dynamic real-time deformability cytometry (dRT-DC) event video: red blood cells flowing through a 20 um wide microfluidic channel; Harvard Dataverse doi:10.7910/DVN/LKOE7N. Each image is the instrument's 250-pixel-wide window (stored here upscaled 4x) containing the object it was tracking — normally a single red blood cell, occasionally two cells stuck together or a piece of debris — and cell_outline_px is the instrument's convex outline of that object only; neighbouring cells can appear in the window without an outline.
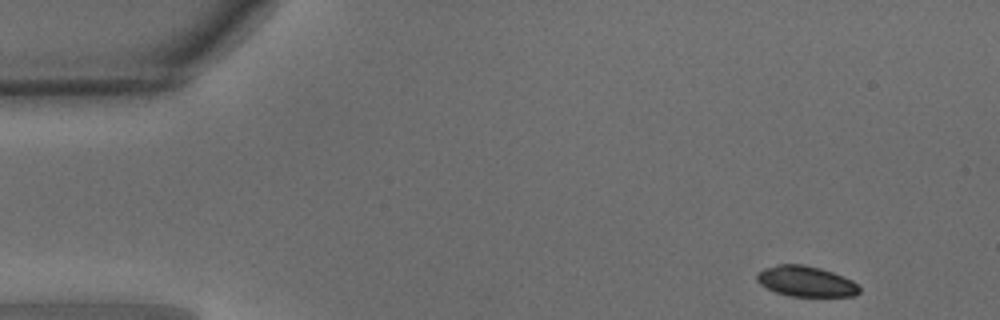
{"species": "common noctule bat (a hibernating species)", "species_latin": "Nyctalus noctula", "temperature_condition": "warm", "stored_images_in_passage": 40, "camera_frame_rate_fps": 3000, "um_per_image_px": 0.085, "animal": {"sex": "male", "body_mass_g": 15.6}, "frame": {"image": 1, "passage_image": 1, "time_ms": 0.0, "image_size_px": [1000, 320], "cell_outline_px": [[860, 292], [852, 296], [792, 296], [776, 292], [760, 284], [756, 280], [756, 276], [764, 268], [780, 264], [804, 264], [820, 268], [832, 272], [852, 280], [860, 288]], "centroid_in_image_um": [68.5, 23.91], "position_along_channel_um": 16.5, "area_um2": 18.03}}
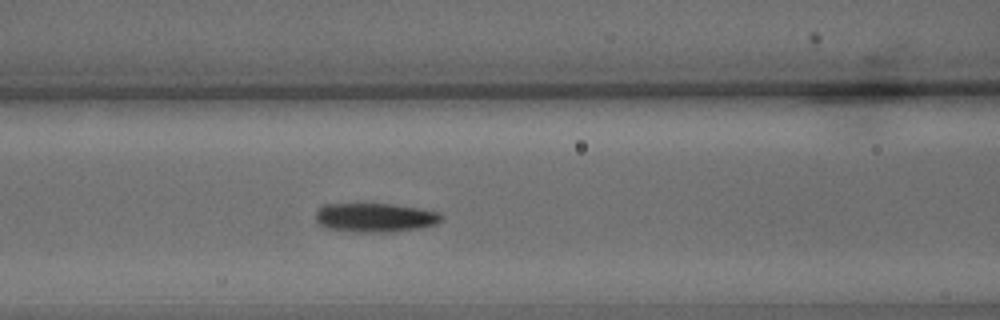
{"frame": {"image": 2, "passage_image": 17, "time_ms": 5.333, "image_size_px": [1000, 320], "cell_outline_px": [[444, 216], [436, 224], [420, 228], [392, 232], [352, 232], [328, 228], [320, 224], [316, 220], [316, 212], [320, 204], [396, 204], [420, 208], [440, 212]], "centroid_in_image_um": [31.9, 18.49], "position_along_channel_um": 134.7, "area_um2": 21.5}}
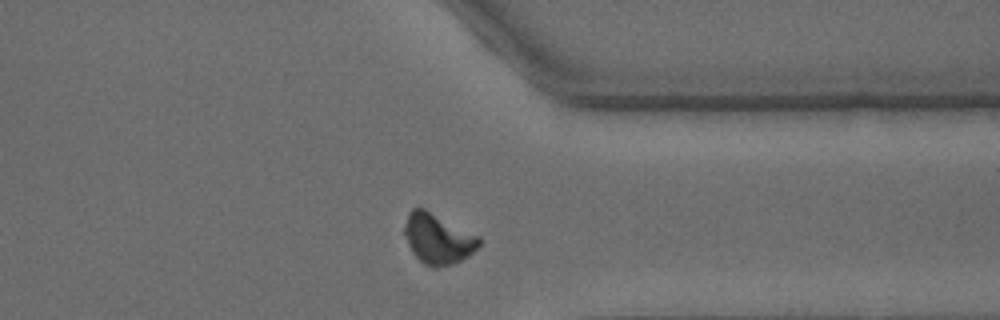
{"frame": {"image": 3, "passage_image": 35, "time_ms": 11.333, "image_size_px": [1000, 320], "cell_outline_px": [[484, 240], [468, 256], [452, 264], [436, 268], [432, 268], [424, 264], [412, 252], [408, 244], [404, 232], [404, 228], [408, 212], [412, 208], [424, 208], [480, 236]], "centroid_in_image_um": [37.23, 20.29], "position_along_channel_um": 374.2, "area_um2": 21.85}, "authors_computed_cell_mechanics": {"area_um2": 21.1548, "velocity_mm_per_s": 4.0575, "shape_relaxation_time_tau1_ms": 2.2321, "shape_relaxation_time_tau2_ms": 1.337, "deformation_change_tau1": 0.1121, "deformation_change_tau2": 0.0486}}